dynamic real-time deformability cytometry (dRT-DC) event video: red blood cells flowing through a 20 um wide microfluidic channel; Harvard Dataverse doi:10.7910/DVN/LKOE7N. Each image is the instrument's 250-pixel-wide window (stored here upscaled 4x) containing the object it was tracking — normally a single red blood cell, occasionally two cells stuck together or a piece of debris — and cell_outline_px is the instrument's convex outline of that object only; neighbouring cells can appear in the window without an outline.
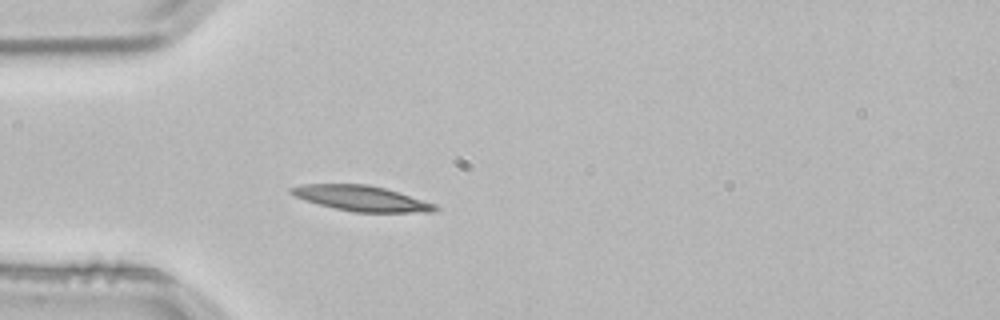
{"species": "common noctule bat (a hibernating species)", "species_latin": "Nyctalus noctula", "temperature_condition": "room temperature", "stored_images_in_passage": 2, "camera_frame_rate_fps": 3000, "um_per_image_px": 0.085, "animal": {"sex": "male", "body_mass_g": 21.5, "forearm_length_mm": 52.0}, "frame": {"image": 1, "passage_image": 2, "time_ms": 0.333, "image_size_px": [1000, 320], "cell_outline_px": [[440, 208], [436, 212], [352, 212], [304, 200], [288, 192], [288, 188], [300, 184], [368, 184], [384, 188], [436, 204]], "centroid_in_image_um": [30.71, 16.86], "position_along_channel_um": 54.3, "area_um2": 21.21}}